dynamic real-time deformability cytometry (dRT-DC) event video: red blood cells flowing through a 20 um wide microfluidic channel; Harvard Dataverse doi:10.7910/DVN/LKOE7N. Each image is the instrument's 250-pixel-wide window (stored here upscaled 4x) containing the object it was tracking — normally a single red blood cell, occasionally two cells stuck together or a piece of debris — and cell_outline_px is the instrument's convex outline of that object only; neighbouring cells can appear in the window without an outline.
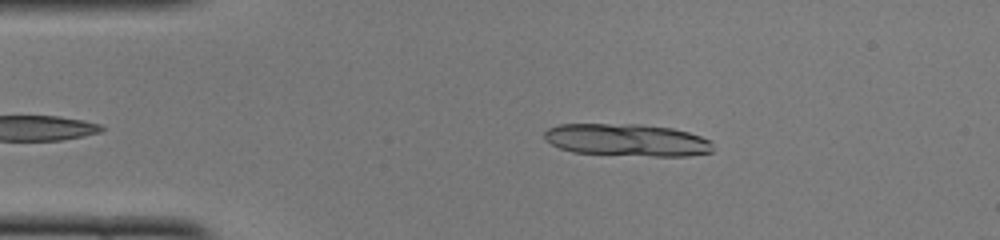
{"species": "common noctule bat (a hibernating species)", "species_latin": "Nyctalus noctula", "temperature_condition": "cold", "stored_images_in_passage": 37, "segment_of_instrument_passage": [1, 2], "camera_frame_rate_fps": 3000, "um_per_image_px": 0.085, "animal": {"sex": "female", "body_mass_g": 22.0, "forearm_length_mm": 56.7}, "frame": {"image": 1, "passage_image": 3, "time_ms": 0.667, "image_size_px": [1000, 240], "cell_outline_px": [[712, 152], [688, 156], [656, 156], [572, 152], [560, 148], [544, 140], [544, 132], [548, 128], [560, 124], [640, 124], [672, 128], [688, 132], [712, 140]], "centroid_in_image_um": [53.3, 11.89], "position_along_channel_um": 31.7, "area_um2": 31.79}}